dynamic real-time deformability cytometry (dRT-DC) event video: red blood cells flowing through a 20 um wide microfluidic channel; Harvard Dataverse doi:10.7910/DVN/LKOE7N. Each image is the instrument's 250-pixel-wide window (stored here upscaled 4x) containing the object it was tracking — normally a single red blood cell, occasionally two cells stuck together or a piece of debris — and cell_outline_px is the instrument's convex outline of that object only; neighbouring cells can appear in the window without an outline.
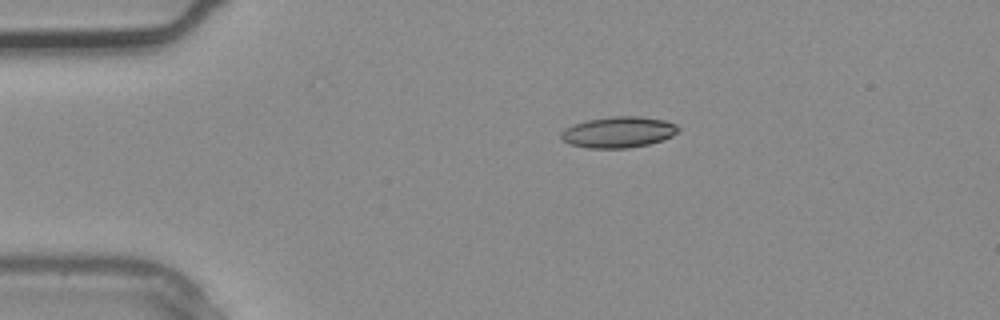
{"species": "common noctule bat (a hibernating species)", "species_latin": "Nyctalus noctula", "temperature_condition": "warm", "stored_images_in_passage": 4, "camera_frame_rate_fps": 3000, "um_per_image_px": 0.085, "animal": {"sex": "male", "body_mass_g": 20.4}, "frame": {"image": 1, "passage_image": 2, "time_ms": 0.333, "image_size_px": [1000, 320], "cell_outline_px": [[680, 132], [672, 136], [648, 144], [628, 148], [588, 148], [568, 144], [560, 136], [560, 132], [564, 128], [572, 124], [588, 120], [612, 116], [640, 116], [664, 120], [676, 124], [680, 128]], "centroid_in_image_um": [52.56, 11.23], "position_along_channel_um": 32.4, "area_um2": 21.33}}